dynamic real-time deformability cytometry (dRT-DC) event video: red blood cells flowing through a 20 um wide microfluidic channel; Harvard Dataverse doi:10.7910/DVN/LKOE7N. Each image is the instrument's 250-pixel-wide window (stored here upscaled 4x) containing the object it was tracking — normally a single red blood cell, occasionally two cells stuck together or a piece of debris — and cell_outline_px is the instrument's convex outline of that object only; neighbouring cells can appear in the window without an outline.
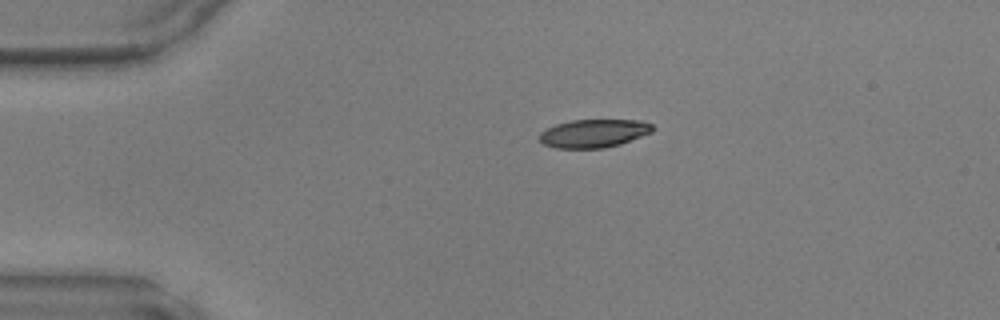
{"species": "common noctule bat (a hibernating species)", "species_latin": "Nyctalus noctula", "temperature_condition": "warm", "stored_images_in_passage": 38, "camera_frame_rate_fps": 3000, "um_per_image_px": 0.085, "animal": {"sex": "male", "body_mass_g": 17.9, "forearm_length_mm": 54.2}, "frame": {"image": 1, "passage_image": 1, "time_ms": 0.0, "image_size_px": [1000, 320], "cell_outline_px": [[656, 128], [652, 132], [620, 144], [604, 148], [556, 148], [544, 144], [540, 140], [540, 132], [556, 124], [572, 120], [640, 120], [652, 124]], "centroid_in_image_um": [50.5, 11.33], "position_along_channel_um": 34.5, "area_um2": 18.55}}
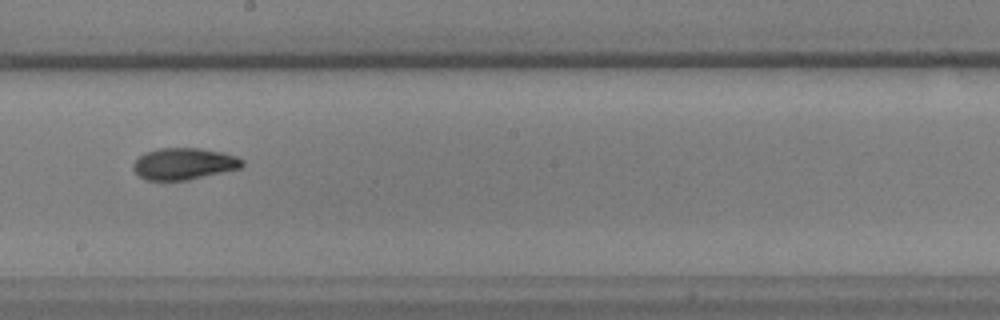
{"frame": {"image": 2, "passage_image": 18, "time_ms": 5.667, "image_size_px": [1000, 320], "cell_outline_px": [[244, 164], [240, 168], [188, 180], [144, 180], [132, 168], [132, 164], [144, 152], [160, 148], [200, 148], [220, 152], [236, 156], [244, 160]], "centroid_in_image_um": [15.62, 13.92], "position_along_channel_um": 232.6, "area_um2": 20.06}}
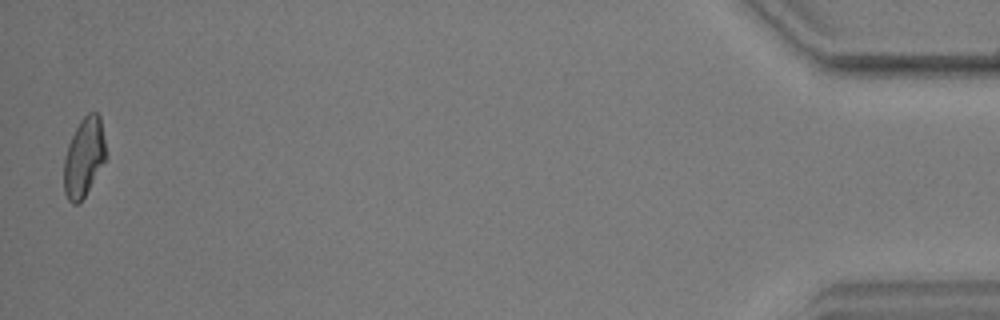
{"frame": {"image": 3, "passage_image": 38, "time_ms": 12.333, "image_size_px": [1000, 320], "cell_outline_px": [[104, 160], [80, 204], [72, 204], [68, 200], [64, 192], [64, 160], [68, 144], [80, 120], [88, 112], [96, 112], [100, 116], [104, 140]], "centroid_in_image_um": [7.1, 13.38], "position_along_channel_um": 428.1, "area_um2": 18.84}}